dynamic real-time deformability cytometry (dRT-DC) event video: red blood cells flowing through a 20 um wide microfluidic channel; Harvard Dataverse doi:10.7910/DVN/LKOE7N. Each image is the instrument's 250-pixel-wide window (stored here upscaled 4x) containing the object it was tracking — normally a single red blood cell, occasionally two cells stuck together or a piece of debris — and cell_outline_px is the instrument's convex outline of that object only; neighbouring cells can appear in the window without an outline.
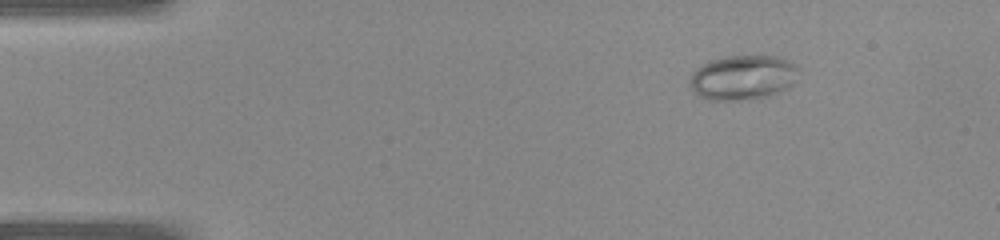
{"species": "common noctule bat (a hibernating species)", "species_latin": "Nyctalus noctula", "temperature_condition": "warm", "stored_images_in_passage": 36, "camera_frame_rate_fps": 3000, "um_per_image_px": 0.085, "animal": {"sex": "female", "body_mass_g": 22.0, "forearm_length_mm": 56.7}, "frame": {"image": 1, "passage_image": 1, "time_ms": 0.0, "image_size_px": [1000, 240], "cell_outline_px": [[800, 68], [792, 84], [788, 88], [768, 96], [748, 100], [708, 100], [700, 96], [688, 84], [688, 80], [692, 72], [696, 68], [708, 60], [728, 56], [776, 56], [796, 64]], "centroid_in_image_um": [63.12, 6.59], "position_along_channel_um": 21.9, "area_um2": 28.55}}
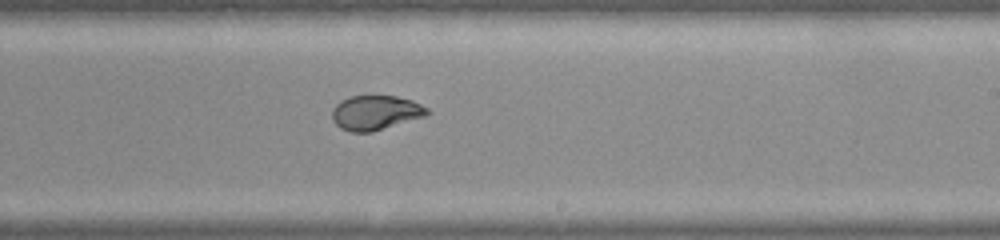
{"frame": {"image": 2, "passage_image": 20, "time_ms": 6.333, "image_size_px": [1000, 240], "cell_outline_px": [[432, 112], [424, 116], [372, 132], [352, 132], [340, 128], [332, 120], [332, 108], [340, 100], [348, 96], [396, 96], [412, 100], [428, 108]], "centroid_in_image_um": [31.9, 9.57], "position_along_channel_um": 257.1, "area_um2": 19.19}}
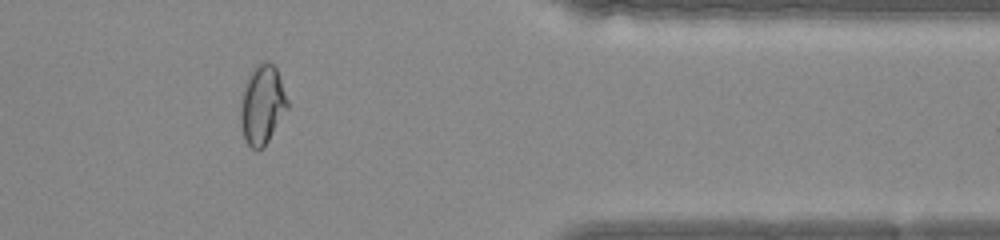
{"frame": {"image": 3, "passage_image": 29, "time_ms": 9.333, "image_size_px": [1000, 240], "cell_outline_px": [[288, 108], [264, 148], [252, 148], [244, 140], [240, 124], [240, 104], [244, 88], [252, 68], [256, 64], [264, 60], [268, 60], [276, 68], [288, 100]], "centroid_in_image_um": [22.28, 8.9], "position_along_channel_um": 389.1, "area_um2": 21.68}}